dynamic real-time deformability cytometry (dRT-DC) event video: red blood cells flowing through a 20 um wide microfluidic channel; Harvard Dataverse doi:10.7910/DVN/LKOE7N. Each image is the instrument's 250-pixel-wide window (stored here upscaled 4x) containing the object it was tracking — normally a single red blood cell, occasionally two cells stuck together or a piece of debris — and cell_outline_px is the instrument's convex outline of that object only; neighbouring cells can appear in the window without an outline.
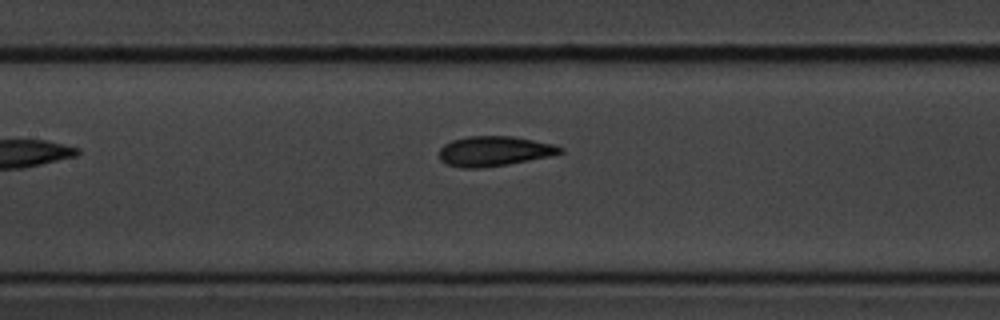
{"species": "common noctule bat (a hibernating species)", "species_latin": "Nyctalus noctula", "temperature_condition": "cold", "stored_images_in_passage": 8, "camera_frame_rate_fps": 3000, "um_per_image_px": 0.085, "animal": {"sex": "male", "body_mass_g": 20.1, "forearm_length_mm": 53.5}, "frame": {"image": 1, "passage_image": 7, "time_ms": 8.333, "image_size_px": [1000, 320], "cell_outline_px": [[564, 152], [548, 156], [508, 164], [484, 168], [464, 168], [448, 164], [440, 160], [440, 148], [444, 144], [452, 140], [468, 136], [512, 136], [552, 144], [564, 148]], "centroid_in_image_um": [41.99, 12.84], "position_along_channel_um": 165.4, "area_um2": 20.92}}
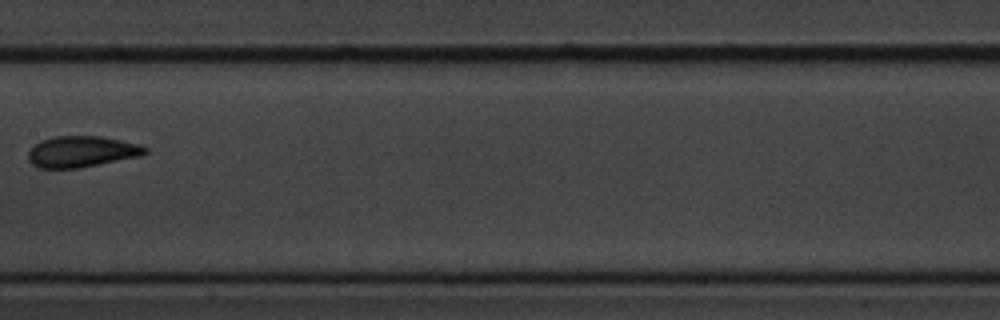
{"frame": {"image": 2, "passage_image": 8, "time_ms": 9.333, "image_size_px": [1000, 320], "cell_outline_px": [[148, 152], [140, 156], [80, 168], [40, 168], [32, 164], [28, 160], [28, 152], [40, 140], [52, 136], [100, 136], [140, 144], [148, 148]], "centroid_in_image_um": [6.94, 12.88], "position_along_channel_um": 200.5, "area_um2": 21.27}}